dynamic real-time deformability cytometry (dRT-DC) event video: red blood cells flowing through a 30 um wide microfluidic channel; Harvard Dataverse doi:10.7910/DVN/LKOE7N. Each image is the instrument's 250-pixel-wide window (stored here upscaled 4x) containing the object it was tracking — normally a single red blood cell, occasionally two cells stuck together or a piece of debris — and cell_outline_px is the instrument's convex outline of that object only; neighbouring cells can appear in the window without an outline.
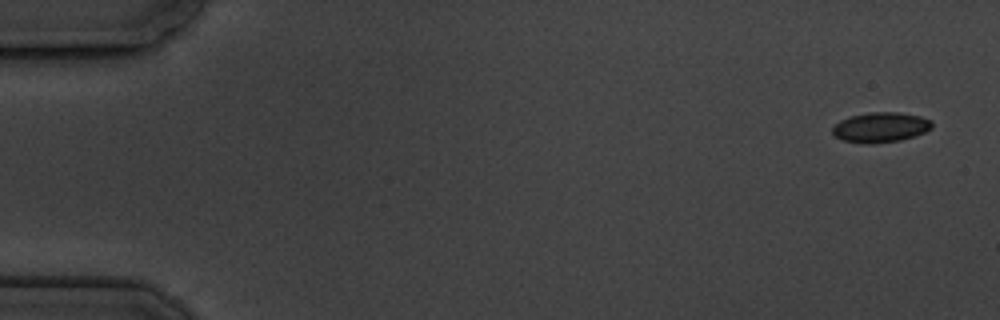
{"species": "common noctule bat (a hibernating species)", "species_latin": "Nyctalus noctula", "temperature_condition": "cold", "stored_images_in_passage": 11, "camera_frame_rate_fps": 3000, "um_per_image_px": 0.085, "animal": {"sex": "male", "body_mass_g": 19.5, "forearm_length_mm": 54.6}, "frame": {"image": 1, "passage_image": 1, "time_ms": 0.0, "image_size_px": [1000, 320], "cell_outline_px": [[932, 128], [916, 136], [900, 140], [872, 144], [864, 144], [844, 140], [836, 136], [832, 132], [832, 128], [840, 120], [852, 116], [868, 112], [896, 112], [920, 116], [932, 120]], "centroid_in_image_um": [74.87, 10.82], "position_along_channel_um": 10.1, "area_um2": 17.4}}
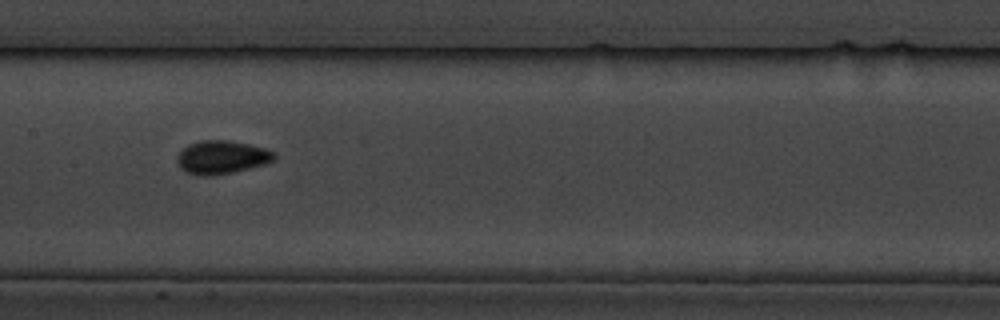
{"frame": {"image": 2, "passage_image": 8, "time_ms": 9.0, "image_size_px": [1000, 320], "cell_outline_px": [[276, 156], [272, 160], [264, 164], [232, 172], [212, 176], [204, 176], [184, 172], [180, 168], [176, 160], [176, 156], [188, 144], [200, 140], [228, 140], [248, 144], [264, 148], [276, 152]], "centroid_in_image_um": [18.81, 13.36], "position_along_channel_um": 188.6, "area_um2": 18.84}}
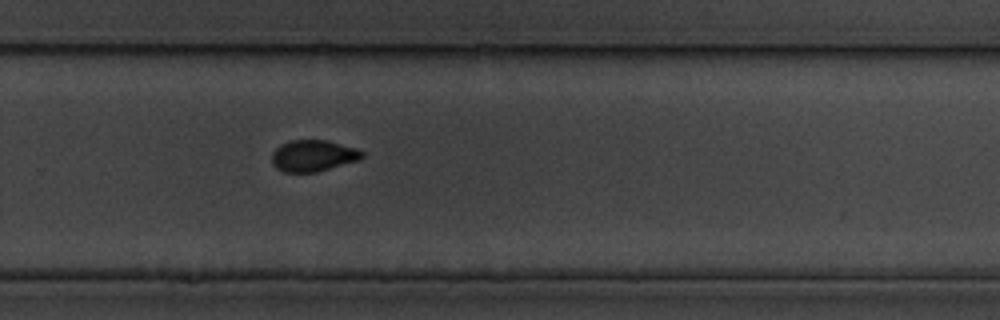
{"frame": {"image": 3, "passage_image": 11, "time_ms": 12.333, "image_size_px": [1000, 320], "cell_outline_px": [[364, 156], [360, 160], [316, 172], [284, 172], [276, 168], [272, 164], [272, 152], [280, 144], [292, 140], [328, 140], [356, 148], [364, 152]], "centroid_in_image_um": [26.62, 13.23], "position_along_channel_um": 303.2, "area_um2": 16.65}}